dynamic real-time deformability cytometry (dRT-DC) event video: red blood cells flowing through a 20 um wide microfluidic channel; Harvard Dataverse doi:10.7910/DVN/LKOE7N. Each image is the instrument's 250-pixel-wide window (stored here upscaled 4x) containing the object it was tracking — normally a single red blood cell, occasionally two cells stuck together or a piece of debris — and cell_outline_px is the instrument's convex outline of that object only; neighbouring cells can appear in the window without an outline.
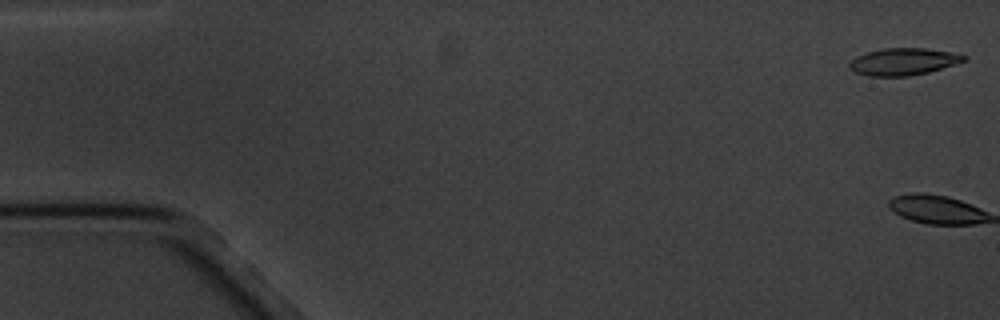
{"species": "common noctule bat (a hibernating species)", "species_latin": "Nyctalus noctula", "temperature_condition": "cold", "stored_images_in_passage": 5, "camera_frame_rate_fps": 3000, "um_per_image_px": 0.085, "animal": {"sex": "male", "body_mass_g": 20.1, "forearm_length_mm": 53.5}, "frame": {"image": 1, "passage_image": 1, "time_ms": 0.0, "image_size_px": [1000, 320], "cell_outline_px": [[968, 60], [928, 72], [908, 76], [868, 76], [856, 72], [848, 68], [848, 64], [856, 56], [868, 52], [884, 48], [924, 48], [952, 52], [968, 56]], "centroid_in_image_um": [76.79, 5.24], "position_along_channel_um": 8.2, "area_um2": 18.03}}